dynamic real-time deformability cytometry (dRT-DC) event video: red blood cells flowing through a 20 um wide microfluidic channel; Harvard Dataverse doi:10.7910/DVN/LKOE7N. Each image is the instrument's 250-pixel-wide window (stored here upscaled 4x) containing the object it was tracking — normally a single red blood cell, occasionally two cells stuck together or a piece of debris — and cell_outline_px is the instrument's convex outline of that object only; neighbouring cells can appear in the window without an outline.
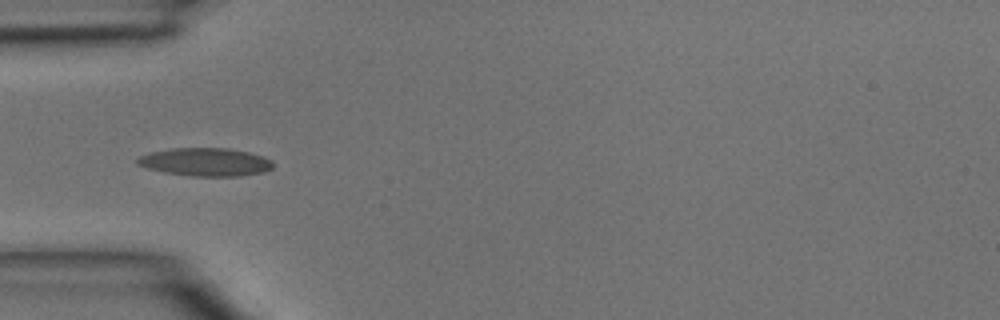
{"species": "common noctule bat (a hibernating species)", "species_latin": "Nyctalus noctula", "temperature_condition": "room temperature", "stored_images_in_passage": 2, "camera_frame_rate_fps": 3000, "um_per_image_px": 0.085, "animal": {"sex": "male", "body_mass_g": 15.6}, "frame": {"image": 1, "passage_image": 2, "time_ms": 0.333, "image_size_px": [1000, 320], "cell_outline_px": [[272, 168], [264, 172], [240, 176], [192, 176], [164, 172], [148, 168], [136, 164], [136, 160], [140, 156], [152, 152], [172, 148], [228, 148], [248, 152], [264, 156], [272, 160]], "centroid_in_image_um": [17.49, 13.77], "position_along_channel_um": 67.5, "area_um2": 22.2}}